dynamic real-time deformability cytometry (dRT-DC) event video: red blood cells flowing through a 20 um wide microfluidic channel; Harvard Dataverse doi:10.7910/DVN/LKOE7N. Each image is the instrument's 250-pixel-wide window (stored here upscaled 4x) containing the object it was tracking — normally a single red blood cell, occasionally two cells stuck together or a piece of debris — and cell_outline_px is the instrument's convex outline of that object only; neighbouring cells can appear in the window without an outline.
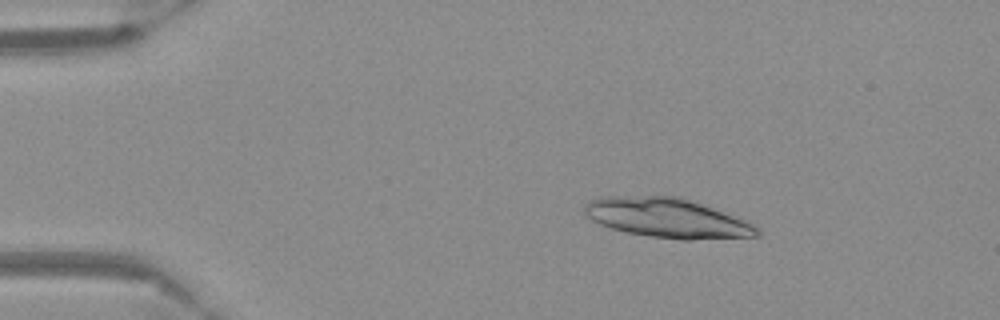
{"species": "Egyptian fruit bat (a non-hibernating species)", "species_latin": "Rousettus aegyptiacus", "temperature_condition": "warm", "stored_images_in_passage": 19, "camera_frame_rate_fps": 3000, "um_per_image_px": 0.085, "frame": {"image": 1, "passage_image": 4, "time_ms": 1.0, "image_size_px": [1000, 320], "cell_outline_px": [[760, 236], [692, 240], [680, 240], [648, 236], [624, 232], [600, 224], [592, 220], [584, 212], [584, 204], [588, 200], [600, 196], [680, 196], [744, 220], [760, 228]], "centroid_in_image_um": [56.68, 18.53], "position_along_channel_um": 28.3, "area_um2": 39.82}}